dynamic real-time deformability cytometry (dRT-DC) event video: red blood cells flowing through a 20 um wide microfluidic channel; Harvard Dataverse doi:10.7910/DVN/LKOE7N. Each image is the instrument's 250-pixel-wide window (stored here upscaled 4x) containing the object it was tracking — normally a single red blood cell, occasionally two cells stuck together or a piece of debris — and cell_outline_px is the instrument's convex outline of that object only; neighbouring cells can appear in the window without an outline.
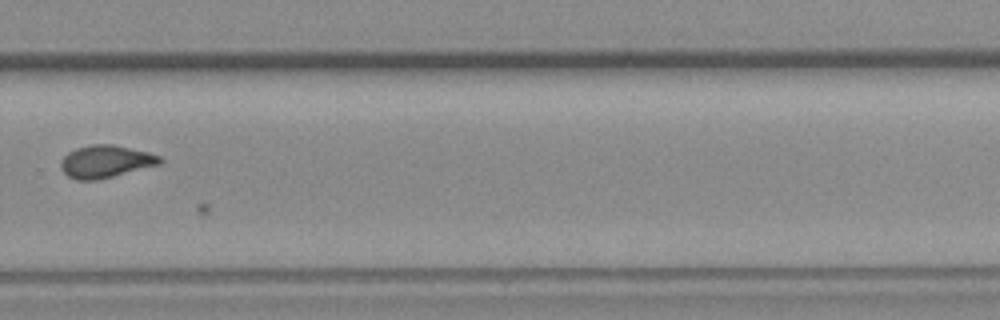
{"species": "common noctule bat (a hibernating species)", "species_latin": "Nyctalus noctula", "temperature_condition": "room temperature", "stored_images_in_passage": 34, "camera_frame_rate_fps": 3000, "um_per_image_px": 0.085, "animal": {"sex": "female", "body_mass_g": 19.3, "forearm_length_mm": 54.1}, "frame": {"image": 1, "passage_image": 24, "time_ms": 7.667, "image_size_px": [1000, 320], "cell_outline_px": [[164, 160], [160, 164], [96, 180], [76, 180], [68, 176], [60, 168], [60, 160], [68, 152], [76, 148], [92, 144], [112, 144], [148, 152], [160, 156]], "centroid_in_image_um": [8.95, 13.72], "position_along_channel_um": 320.8, "area_um2": 18.67}}